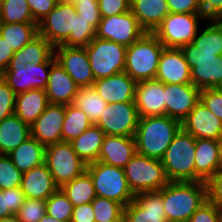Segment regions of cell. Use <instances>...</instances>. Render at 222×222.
I'll list each match as a JSON object with an SVG mask.
<instances>
[{"mask_svg": "<svg viewBox=\"0 0 222 222\" xmlns=\"http://www.w3.org/2000/svg\"><path fill=\"white\" fill-rule=\"evenodd\" d=\"M181 128L182 122L167 115L139 118L134 135L137 153L161 160Z\"/></svg>", "mask_w": 222, "mask_h": 222, "instance_id": "cell-1", "label": "cell"}, {"mask_svg": "<svg viewBox=\"0 0 222 222\" xmlns=\"http://www.w3.org/2000/svg\"><path fill=\"white\" fill-rule=\"evenodd\" d=\"M207 200V183L203 181H169L162 188L164 211L170 222H188Z\"/></svg>", "mask_w": 222, "mask_h": 222, "instance_id": "cell-2", "label": "cell"}, {"mask_svg": "<svg viewBox=\"0 0 222 222\" xmlns=\"http://www.w3.org/2000/svg\"><path fill=\"white\" fill-rule=\"evenodd\" d=\"M164 48L153 32L144 33L127 47L124 71L136 82L155 79Z\"/></svg>", "mask_w": 222, "mask_h": 222, "instance_id": "cell-3", "label": "cell"}, {"mask_svg": "<svg viewBox=\"0 0 222 222\" xmlns=\"http://www.w3.org/2000/svg\"><path fill=\"white\" fill-rule=\"evenodd\" d=\"M195 146L196 138L181 128L161 159L168 181H195Z\"/></svg>", "mask_w": 222, "mask_h": 222, "instance_id": "cell-4", "label": "cell"}, {"mask_svg": "<svg viewBox=\"0 0 222 222\" xmlns=\"http://www.w3.org/2000/svg\"><path fill=\"white\" fill-rule=\"evenodd\" d=\"M86 171L90 174L98 197L114 200L124 207L134 200L124 168L115 167L100 161L87 164Z\"/></svg>", "mask_w": 222, "mask_h": 222, "instance_id": "cell-5", "label": "cell"}, {"mask_svg": "<svg viewBox=\"0 0 222 222\" xmlns=\"http://www.w3.org/2000/svg\"><path fill=\"white\" fill-rule=\"evenodd\" d=\"M124 173L134 195L159 191L169 182L161 160L137 152L125 165Z\"/></svg>", "mask_w": 222, "mask_h": 222, "instance_id": "cell-6", "label": "cell"}, {"mask_svg": "<svg viewBox=\"0 0 222 222\" xmlns=\"http://www.w3.org/2000/svg\"><path fill=\"white\" fill-rule=\"evenodd\" d=\"M191 69V83L198 89L222 88V55L198 51L189 43L180 48Z\"/></svg>", "mask_w": 222, "mask_h": 222, "instance_id": "cell-7", "label": "cell"}, {"mask_svg": "<svg viewBox=\"0 0 222 222\" xmlns=\"http://www.w3.org/2000/svg\"><path fill=\"white\" fill-rule=\"evenodd\" d=\"M85 48L95 80L124 71L126 46L95 37Z\"/></svg>", "mask_w": 222, "mask_h": 222, "instance_id": "cell-8", "label": "cell"}, {"mask_svg": "<svg viewBox=\"0 0 222 222\" xmlns=\"http://www.w3.org/2000/svg\"><path fill=\"white\" fill-rule=\"evenodd\" d=\"M45 164L59 188L83 174L87 168L71 143L66 141L46 146Z\"/></svg>", "mask_w": 222, "mask_h": 222, "instance_id": "cell-9", "label": "cell"}, {"mask_svg": "<svg viewBox=\"0 0 222 222\" xmlns=\"http://www.w3.org/2000/svg\"><path fill=\"white\" fill-rule=\"evenodd\" d=\"M203 14L169 13L153 32L165 48H177L192 43Z\"/></svg>", "mask_w": 222, "mask_h": 222, "instance_id": "cell-10", "label": "cell"}, {"mask_svg": "<svg viewBox=\"0 0 222 222\" xmlns=\"http://www.w3.org/2000/svg\"><path fill=\"white\" fill-rule=\"evenodd\" d=\"M77 12L73 3L59 1L52 11L38 23L39 35L53 47L62 45L75 34Z\"/></svg>", "mask_w": 222, "mask_h": 222, "instance_id": "cell-11", "label": "cell"}, {"mask_svg": "<svg viewBox=\"0 0 222 222\" xmlns=\"http://www.w3.org/2000/svg\"><path fill=\"white\" fill-rule=\"evenodd\" d=\"M144 33L146 31L129 10L122 14L101 18L95 37L128 47Z\"/></svg>", "mask_w": 222, "mask_h": 222, "instance_id": "cell-12", "label": "cell"}, {"mask_svg": "<svg viewBox=\"0 0 222 222\" xmlns=\"http://www.w3.org/2000/svg\"><path fill=\"white\" fill-rule=\"evenodd\" d=\"M139 114L135 102L108 104L96 124L105 135L134 137Z\"/></svg>", "mask_w": 222, "mask_h": 222, "instance_id": "cell-13", "label": "cell"}, {"mask_svg": "<svg viewBox=\"0 0 222 222\" xmlns=\"http://www.w3.org/2000/svg\"><path fill=\"white\" fill-rule=\"evenodd\" d=\"M54 60L55 55L42 64L8 66L2 78L16 95L33 89H45L49 78L48 68H51Z\"/></svg>", "mask_w": 222, "mask_h": 222, "instance_id": "cell-14", "label": "cell"}, {"mask_svg": "<svg viewBox=\"0 0 222 222\" xmlns=\"http://www.w3.org/2000/svg\"><path fill=\"white\" fill-rule=\"evenodd\" d=\"M56 49L58 51H56ZM56 61L79 88L91 87L95 82L85 47H54Z\"/></svg>", "mask_w": 222, "mask_h": 222, "instance_id": "cell-15", "label": "cell"}, {"mask_svg": "<svg viewBox=\"0 0 222 222\" xmlns=\"http://www.w3.org/2000/svg\"><path fill=\"white\" fill-rule=\"evenodd\" d=\"M200 92L192 83L164 84L165 115L183 122L200 101Z\"/></svg>", "mask_w": 222, "mask_h": 222, "instance_id": "cell-16", "label": "cell"}, {"mask_svg": "<svg viewBox=\"0 0 222 222\" xmlns=\"http://www.w3.org/2000/svg\"><path fill=\"white\" fill-rule=\"evenodd\" d=\"M167 222L162 202V189L136 194L124 207V222Z\"/></svg>", "mask_w": 222, "mask_h": 222, "instance_id": "cell-17", "label": "cell"}, {"mask_svg": "<svg viewBox=\"0 0 222 222\" xmlns=\"http://www.w3.org/2000/svg\"><path fill=\"white\" fill-rule=\"evenodd\" d=\"M65 105L49 104L45 111L30 125L31 137L47 146L62 142Z\"/></svg>", "mask_w": 222, "mask_h": 222, "instance_id": "cell-18", "label": "cell"}, {"mask_svg": "<svg viewBox=\"0 0 222 222\" xmlns=\"http://www.w3.org/2000/svg\"><path fill=\"white\" fill-rule=\"evenodd\" d=\"M134 102L140 118L165 115L164 83L157 79L137 82Z\"/></svg>", "mask_w": 222, "mask_h": 222, "instance_id": "cell-19", "label": "cell"}, {"mask_svg": "<svg viewBox=\"0 0 222 222\" xmlns=\"http://www.w3.org/2000/svg\"><path fill=\"white\" fill-rule=\"evenodd\" d=\"M182 128L196 139L218 140L222 135V121L201 100L184 119Z\"/></svg>", "mask_w": 222, "mask_h": 222, "instance_id": "cell-20", "label": "cell"}, {"mask_svg": "<svg viewBox=\"0 0 222 222\" xmlns=\"http://www.w3.org/2000/svg\"><path fill=\"white\" fill-rule=\"evenodd\" d=\"M155 79L164 84L191 83V69L181 49H163Z\"/></svg>", "mask_w": 222, "mask_h": 222, "instance_id": "cell-21", "label": "cell"}, {"mask_svg": "<svg viewBox=\"0 0 222 222\" xmlns=\"http://www.w3.org/2000/svg\"><path fill=\"white\" fill-rule=\"evenodd\" d=\"M137 82L125 71L95 80L93 88L108 104L134 102Z\"/></svg>", "mask_w": 222, "mask_h": 222, "instance_id": "cell-22", "label": "cell"}, {"mask_svg": "<svg viewBox=\"0 0 222 222\" xmlns=\"http://www.w3.org/2000/svg\"><path fill=\"white\" fill-rule=\"evenodd\" d=\"M79 87L56 61L51 63L49 78L45 88L50 104H73Z\"/></svg>", "mask_w": 222, "mask_h": 222, "instance_id": "cell-23", "label": "cell"}, {"mask_svg": "<svg viewBox=\"0 0 222 222\" xmlns=\"http://www.w3.org/2000/svg\"><path fill=\"white\" fill-rule=\"evenodd\" d=\"M136 152L134 137L105 135L98 161L124 168Z\"/></svg>", "mask_w": 222, "mask_h": 222, "instance_id": "cell-24", "label": "cell"}, {"mask_svg": "<svg viewBox=\"0 0 222 222\" xmlns=\"http://www.w3.org/2000/svg\"><path fill=\"white\" fill-rule=\"evenodd\" d=\"M21 189L25 198L45 201L59 187L56 185L52 174L44 163L23 173Z\"/></svg>", "mask_w": 222, "mask_h": 222, "instance_id": "cell-25", "label": "cell"}, {"mask_svg": "<svg viewBox=\"0 0 222 222\" xmlns=\"http://www.w3.org/2000/svg\"><path fill=\"white\" fill-rule=\"evenodd\" d=\"M130 10L146 32H154L169 14L166 0H130Z\"/></svg>", "mask_w": 222, "mask_h": 222, "instance_id": "cell-26", "label": "cell"}, {"mask_svg": "<svg viewBox=\"0 0 222 222\" xmlns=\"http://www.w3.org/2000/svg\"><path fill=\"white\" fill-rule=\"evenodd\" d=\"M219 169L217 140L196 139L195 181L207 182Z\"/></svg>", "mask_w": 222, "mask_h": 222, "instance_id": "cell-27", "label": "cell"}, {"mask_svg": "<svg viewBox=\"0 0 222 222\" xmlns=\"http://www.w3.org/2000/svg\"><path fill=\"white\" fill-rule=\"evenodd\" d=\"M45 89H33L16 95L14 114L32 125L49 105Z\"/></svg>", "mask_w": 222, "mask_h": 222, "instance_id": "cell-28", "label": "cell"}, {"mask_svg": "<svg viewBox=\"0 0 222 222\" xmlns=\"http://www.w3.org/2000/svg\"><path fill=\"white\" fill-rule=\"evenodd\" d=\"M46 146L29 137L8 154L14 166L22 173L45 163Z\"/></svg>", "mask_w": 222, "mask_h": 222, "instance_id": "cell-29", "label": "cell"}, {"mask_svg": "<svg viewBox=\"0 0 222 222\" xmlns=\"http://www.w3.org/2000/svg\"><path fill=\"white\" fill-rule=\"evenodd\" d=\"M31 136L30 125L15 114L0 122V150L8 155Z\"/></svg>", "mask_w": 222, "mask_h": 222, "instance_id": "cell-30", "label": "cell"}, {"mask_svg": "<svg viewBox=\"0 0 222 222\" xmlns=\"http://www.w3.org/2000/svg\"><path fill=\"white\" fill-rule=\"evenodd\" d=\"M54 47L38 35L20 50L16 51L8 66H22L28 63L42 64L54 55Z\"/></svg>", "mask_w": 222, "mask_h": 222, "instance_id": "cell-31", "label": "cell"}, {"mask_svg": "<svg viewBox=\"0 0 222 222\" xmlns=\"http://www.w3.org/2000/svg\"><path fill=\"white\" fill-rule=\"evenodd\" d=\"M105 133L95 124L70 141L73 150L86 163L98 161Z\"/></svg>", "mask_w": 222, "mask_h": 222, "instance_id": "cell-32", "label": "cell"}, {"mask_svg": "<svg viewBox=\"0 0 222 222\" xmlns=\"http://www.w3.org/2000/svg\"><path fill=\"white\" fill-rule=\"evenodd\" d=\"M39 35L38 23H0V36L14 52Z\"/></svg>", "mask_w": 222, "mask_h": 222, "instance_id": "cell-33", "label": "cell"}, {"mask_svg": "<svg viewBox=\"0 0 222 222\" xmlns=\"http://www.w3.org/2000/svg\"><path fill=\"white\" fill-rule=\"evenodd\" d=\"M60 189L64 192L74 207L81 204L91 203L97 196L93 180L87 171L74 178L72 181L64 184Z\"/></svg>", "mask_w": 222, "mask_h": 222, "instance_id": "cell-34", "label": "cell"}, {"mask_svg": "<svg viewBox=\"0 0 222 222\" xmlns=\"http://www.w3.org/2000/svg\"><path fill=\"white\" fill-rule=\"evenodd\" d=\"M73 104L81 109L88 116L91 123L95 125L100 120V116L108 105V103L99 96L93 86L79 88Z\"/></svg>", "mask_w": 222, "mask_h": 222, "instance_id": "cell-35", "label": "cell"}, {"mask_svg": "<svg viewBox=\"0 0 222 222\" xmlns=\"http://www.w3.org/2000/svg\"><path fill=\"white\" fill-rule=\"evenodd\" d=\"M92 125L88 116L74 104L65 105L62 141L70 142Z\"/></svg>", "mask_w": 222, "mask_h": 222, "instance_id": "cell-36", "label": "cell"}, {"mask_svg": "<svg viewBox=\"0 0 222 222\" xmlns=\"http://www.w3.org/2000/svg\"><path fill=\"white\" fill-rule=\"evenodd\" d=\"M211 25L206 26L201 34H196L192 44L198 51L215 52V55H222V22L213 19Z\"/></svg>", "mask_w": 222, "mask_h": 222, "instance_id": "cell-37", "label": "cell"}, {"mask_svg": "<svg viewBox=\"0 0 222 222\" xmlns=\"http://www.w3.org/2000/svg\"><path fill=\"white\" fill-rule=\"evenodd\" d=\"M0 23H37L30 11L27 0H2Z\"/></svg>", "mask_w": 222, "mask_h": 222, "instance_id": "cell-38", "label": "cell"}, {"mask_svg": "<svg viewBox=\"0 0 222 222\" xmlns=\"http://www.w3.org/2000/svg\"><path fill=\"white\" fill-rule=\"evenodd\" d=\"M95 222H123L124 206L114 200L96 196L91 202Z\"/></svg>", "mask_w": 222, "mask_h": 222, "instance_id": "cell-39", "label": "cell"}, {"mask_svg": "<svg viewBox=\"0 0 222 222\" xmlns=\"http://www.w3.org/2000/svg\"><path fill=\"white\" fill-rule=\"evenodd\" d=\"M46 213L63 222H70L74 206L68 200L64 192L59 188L46 200Z\"/></svg>", "mask_w": 222, "mask_h": 222, "instance_id": "cell-40", "label": "cell"}, {"mask_svg": "<svg viewBox=\"0 0 222 222\" xmlns=\"http://www.w3.org/2000/svg\"><path fill=\"white\" fill-rule=\"evenodd\" d=\"M96 36V29L89 24L88 20L77 14L75 24V34H70L68 39L62 44L67 47H85Z\"/></svg>", "mask_w": 222, "mask_h": 222, "instance_id": "cell-41", "label": "cell"}, {"mask_svg": "<svg viewBox=\"0 0 222 222\" xmlns=\"http://www.w3.org/2000/svg\"><path fill=\"white\" fill-rule=\"evenodd\" d=\"M25 200L21 187L0 189V218L17 214Z\"/></svg>", "mask_w": 222, "mask_h": 222, "instance_id": "cell-42", "label": "cell"}, {"mask_svg": "<svg viewBox=\"0 0 222 222\" xmlns=\"http://www.w3.org/2000/svg\"><path fill=\"white\" fill-rule=\"evenodd\" d=\"M23 173L13 164L8 155L0 157V189L21 187Z\"/></svg>", "mask_w": 222, "mask_h": 222, "instance_id": "cell-43", "label": "cell"}, {"mask_svg": "<svg viewBox=\"0 0 222 222\" xmlns=\"http://www.w3.org/2000/svg\"><path fill=\"white\" fill-rule=\"evenodd\" d=\"M45 214V201L25 198L23 205L16 215L21 222H39Z\"/></svg>", "mask_w": 222, "mask_h": 222, "instance_id": "cell-44", "label": "cell"}, {"mask_svg": "<svg viewBox=\"0 0 222 222\" xmlns=\"http://www.w3.org/2000/svg\"><path fill=\"white\" fill-rule=\"evenodd\" d=\"M77 14L89 21L95 29L101 21V14L97 0H77L73 3Z\"/></svg>", "mask_w": 222, "mask_h": 222, "instance_id": "cell-45", "label": "cell"}, {"mask_svg": "<svg viewBox=\"0 0 222 222\" xmlns=\"http://www.w3.org/2000/svg\"><path fill=\"white\" fill-rule=\"evenodd\" d=\"M202 103L222 121V88H206L200 92Z\"/></svg>", "mask_w": 222, "mask_h": 222, "instance_id": "cell-46", "label": "cell"}, {"mask_svg": "<svg viewBox=\"0 0 222 222\" xmlns=\"http://www.w3.org/2000/svg\"><path fill=\"white\" fill-rule=\"evenodd\" d=\"M221 215L222 211L207 200L192 214L188 222H220Z\"/></svg>", "mask_w": 222, "mask_h": 222, "instance_id": "cell-47", "label": "cell"}, {"mask_svg": "<svg viewBox=\"0 0 222 222\" xmlns=\"http://www.w3.org/2000/svg\"><path fill=\"white\" fill-rule=\"evenodd\" d=\"M16 94L9 85L0 79V122L8 116L14 114Z\"/></svg>", "mask_w": 222, "mask_h": 222, "instance_id": "cell-48", "label": "cell"}, {"mask_svg": "<svg viewBox=\"0 0 222 222\" xmlns=\"http://www.w3.org/2000/svg\"><path fill=\"white\" fill-rule=\"evenodd\" d=\"M101 18L122 14L130 10V0H97Z\"/></svg>", "mask_w": 222, "mask_h": 222, "instance_id": "cell-49", "label": "cell"}, {"mask_svg": "<svg viewBox=\"0 0 222 222\" xmlns=\"http://www.w3.org/2000/svg\"><path fill=\"white\" fill-rule=\"evenodd\" d=\"M206 183L208 200L222 211V169H219Z\"/></svg>", "mask_w": 222, "mask_h": 222, "instance_id": "cell-50", "label": "cell"}, {"mask_svg": "<svg viewBox=\"0 0 222 222\" xmlns=\"http://www.w3.org/2000/svg\"><path fill=\"white\" fill-rule=\"evenodd\" d=\"M169 13L202 14L200 0H166Z\"/></svg>", "mask_w": 222, "mask_h": 222, "instance_id": "cell-51", "label": "cell"}, {"mask_svg": "<svg viewBox=\"0 0 222 222\" xmlns=\"http://www.w3.org/2000/svg\"><path fill=\"white\" fill-rule=\"evenodd\" d=\"M60 0H27L34 20L39 23L57 5Z\"/></svg>", "mask_w": 222, "mask_h": 222, "instance_id": "cell-52", "label": "cell"}, {"mask_svg": "<svg viewBox=\"0 0 222 222\" xmlns=\"http://www.w3.org/2000/svg\"><path fill=\"white\" fill-rule=\"evenodd\" d=\"M202 14L206 19H222V0H200Z\"/></svg>", "mask_w": 222, "mask_h": 222, "instance_id": "cell-53", "label": "cell"}, {"mask_svg": "<svg viewBox=\"0 0 222 222\" xmlns=\"http://www.w3.org/2000/svg\"><path fill=\"white\" fill-rule=\"evenodd\" d=\"M70 222H95L92 203L75 206Z\"/></svg>", "mask_w": 222, "mask_h": 222, "instance_id": "cell-54", "label": "cell"}, {"mask_svg": "<svg viewBox=\"0 0 222 222\" xmlns=\"http://www.w3.org/2000/svg\"><path fill=\"white\" fill-rule=\"evenodd\" d=\"M14 51L7 42L0 36V72L3 73L14 55Z\"/></svg>", "mask_w": 222, "mask_h": 222, "instance_id": "cell-55", "label": "cell"}, {"mask_svg": "<svg viewBox=\"0 0 222 222\" xmlns=\"http://www.w3.org/2000/svg\"><path fill=\"white\" fill-rule=\"evenodd\" d=\"M217 143H218L219 165H220V169H222V135L217 140Z\"/></svg>", "mask_w": 222, "mask_h": 222, "instance_id": "cell-56", "label": "cell"}, {"mask_svg": "<svg viewBox=\"0 0 222 222\" xmlns=\"http://www.w3.org/2000/svg\"><path fill=\"white\" fill-rule=\"evenodd\" d=\"M0 222H21L16 214L0 218Z\"/></svg>", "mask_w": 222, "mask_h": 222, "instance_id": "cell-57", "label": "cell"}, {"mask_svg": "<svg viewBox=\"0 0 222 222\" xmlns=\"http://www.w3.org/2000/svg\"><path fill=\"white\" fill-rule=\"evenodd\" d=\"M39 222H63L60 220H57L51 216H49L47 213L41 218Z\"/></svg>", "mask_w": 222, "mask_h": 222, "instance_id": "cell-58", "label": "cell"}, {"mask_svg": "<svg viewBox=\"0 0 222 222\" xmlns=\"http://www.w3.org/2000/svg\"><path fill=\"white\" fill-rule=\"evenodd\" d=\"M60 1L69 2V3H74V2H76L77 0H60Z\"/></svg>", "mask_w": 222, "mask_h": 222, "instance_id": "cell-59", "label": "cell"}]
</instances>
